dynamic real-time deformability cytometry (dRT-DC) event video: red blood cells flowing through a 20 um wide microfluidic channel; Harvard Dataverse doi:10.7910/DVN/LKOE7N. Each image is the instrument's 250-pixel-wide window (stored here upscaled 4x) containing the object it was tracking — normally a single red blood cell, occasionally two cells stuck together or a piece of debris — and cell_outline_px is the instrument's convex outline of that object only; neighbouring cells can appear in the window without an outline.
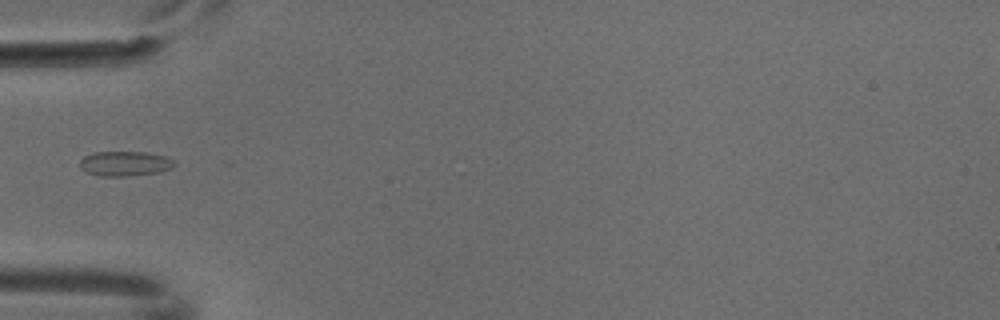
{"species": "common noctule bat (a hibernating species)", "species_latin": "Nyctalus noctula", "temperature_condition": "cold", "stored_images_in_passage": 2, "camera_frame_rate_fps": 3000, "um_per_image_px": 0.085, "animal": {"sex": "male", "body_mass_g": 18.8}, "frame": {"image": 1, "passage_image": 1, "time_ms": 0.0, "image_size_px": [1000, 320], "cell_outline_px": [[176, 164], [172, 168], [160, 172], [124, 176], [100, 176], [88, 172], [80, 168], [80, 160], [84, 156], [92, 152], [144, 152], [164, 156], [172, 160]], "centroid_in_image_um": [10.6, 13.9], "position_along_channel_um": 74.4, "area_um2": 13.58}}
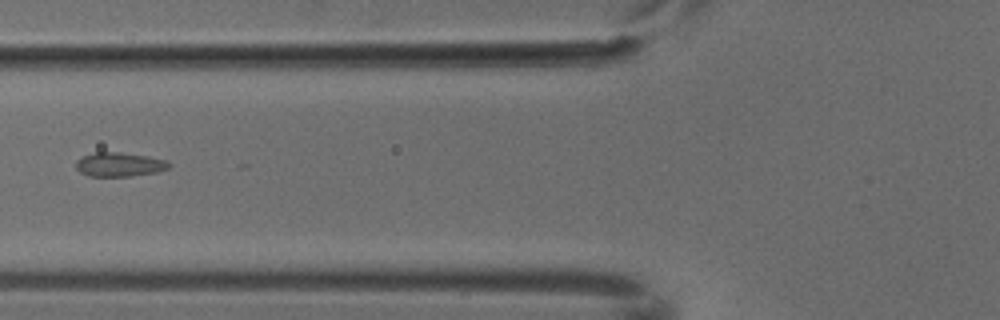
{"frame": {"image": 2, "passage_image": 2, "time_ms": 0.333, "image_size_px": [1000, 320], "cell_outline_px": [[172, 164], [168, 168], [156, 172], [128, 176], [88, 176], [80, 172], [76, 168], [76, 160], [84, 156], [96, 152], [120, 152], [148, 156], [164, 160]], "centroid_in_image_um": [10.13, 13.98], "position_along_channel_um": 115.7, "area_um2": 12.95}}